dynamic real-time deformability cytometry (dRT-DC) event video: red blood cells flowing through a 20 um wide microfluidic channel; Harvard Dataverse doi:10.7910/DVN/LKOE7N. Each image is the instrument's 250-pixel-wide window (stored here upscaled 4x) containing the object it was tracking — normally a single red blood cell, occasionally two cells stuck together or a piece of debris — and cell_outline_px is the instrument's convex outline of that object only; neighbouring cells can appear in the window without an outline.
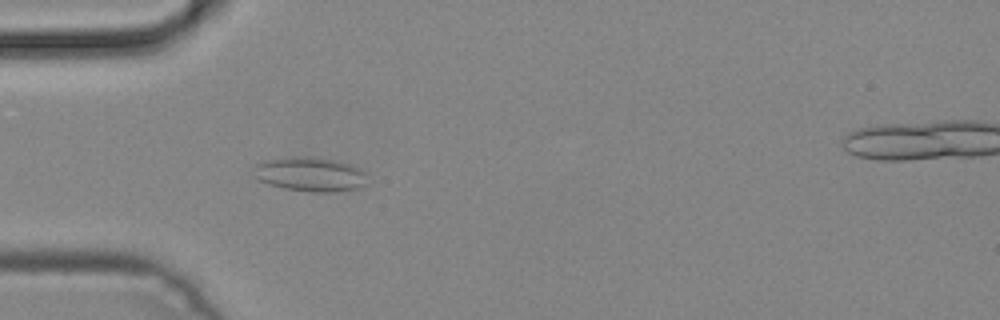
{"species": "common noctule bat (a hibernating species)", "species_latin": "Nyctalus noctula", "temperature_condition": "cold", "stored_images_in_passage": 35, "camera_frame_rate_fps": 3000, "um_per_image_px": 0.085, "animal": {"sex": "male", "body_mass_g": 19.2, "forearm_length_mm": 51.8}, "frame": {"image": 1, "passage_image": 5, "time_ms": 1.333, "image_size_px": [1000, 320], "cell_outline_px": [[364, 184], [360, 188], [332, 192], [312, 192], [284, 188], [268, 184], [252, 176], [252, 168], [256, 164], [264, 160], [332, 160], [352, 164], [360, 168], [364, 172]], "centroid_in_image_um": [26.34, 14.88], "position_along_channel_um": 58.7, "area_um2": 21.62}}
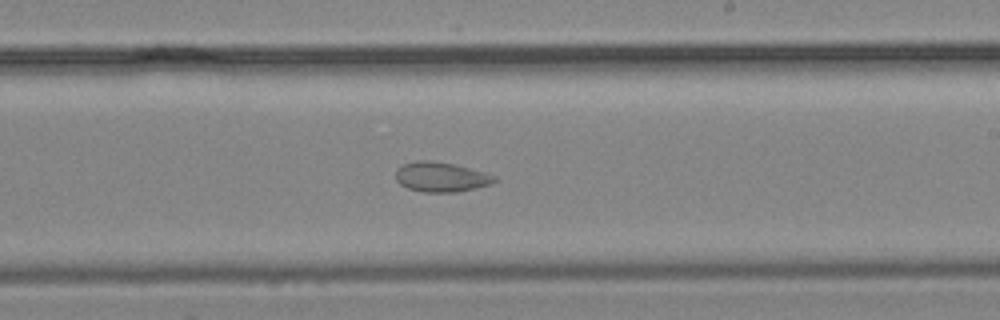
{"frame": {"image": 2, "passage_image": 19, "time_ms": 6.0, "image_size_px": [1000, 320], "cell_outline_px": [[496, 180], [492, 184], [460, 192], [424, 192], [408, 188], [400, 184], [396, 180], [396, 168], [404, 164], [416, 160], [432, 160], [452, 164], [484, 172], [496, 176]], "centroid_in_image_um": [37.48, 15.05], "position_along_channel_um": 251.5, "area_um2": 17.17}}
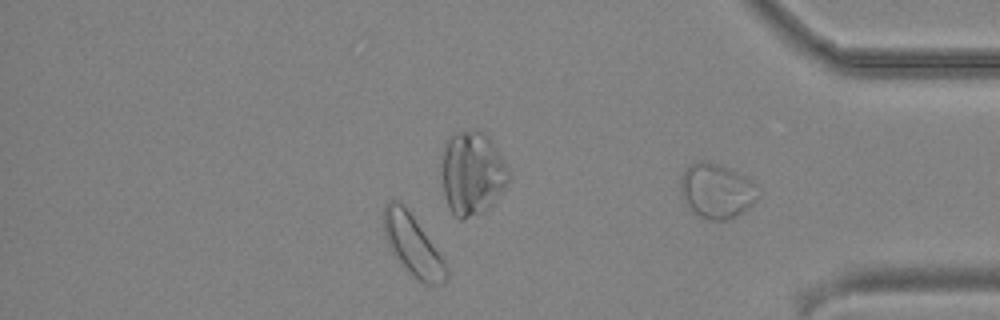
{"frame": {"image": 3, "passage_image": 28, "time_ms": 9.0, "image_size_px": [1000, 320], "cell_outline_px": [[448, 276], [444, 284], [424, 284], [416, 280], [412, 276], [392, 252], [388, 244], [384, 232], [384, 208], [388, 200], [400, 200], [404, 204], [444, 260], [448, 268]], "centroid_in_image_um": [35.09, 20.85], "position_along_channel_um": 400.1, "area_um2": 21.91}}